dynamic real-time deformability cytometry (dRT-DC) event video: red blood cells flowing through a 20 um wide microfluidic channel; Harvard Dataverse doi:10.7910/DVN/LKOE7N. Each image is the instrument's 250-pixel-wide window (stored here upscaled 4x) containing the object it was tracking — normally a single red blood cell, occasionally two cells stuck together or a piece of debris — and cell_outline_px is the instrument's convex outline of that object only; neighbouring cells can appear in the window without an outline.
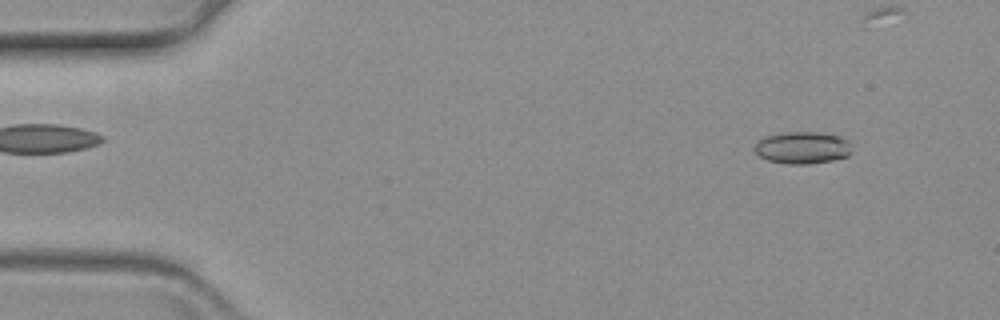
{"species": "common noctule bat (a hibernating species)", "species_latin": "Nyctalus noctula", "temperature_condition": "warm", "stored_images_in_passage": 48, "camera_frame_rate_fps": 3000, "um_per_image_px": 0.085, "animal": {"sex": "female", "body_mass_g": 19.3, "forearm_length_mm": 54.1}, "frame": {"image": 1, "passage_image": 6, "time_ms": 1.667, "image_size_px": [1000, 320], "cell_outline_px": [[848, 156], [832, 160], [808, 164], [788, 164], [768, 160], [760, 156], [752, 148], [764, 136], [788, 132], [816, 132], [836, 136], [848, 140]], "centroid_in_image_um": [68.15, 12.56], "position_along_channel_um": 16.9, "area_um2": 17.8}}
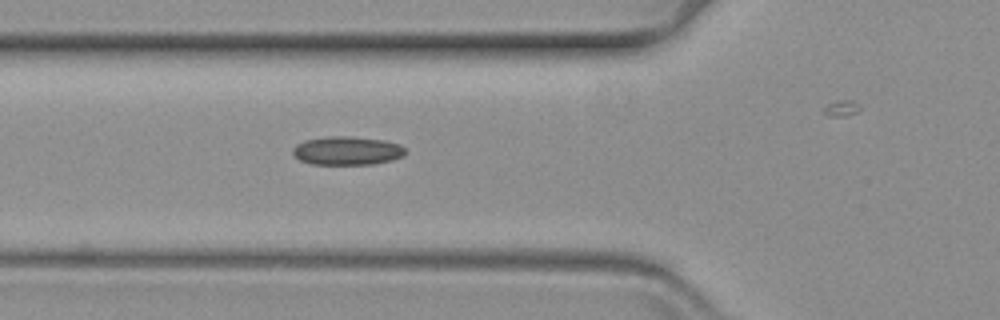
{"frame": {"image": 2, "passage_image": 22, "time_ms": 7.0, "image_size_px": [1000, 320], "cell_outline_px": [[404, 156], [392, 160], [372, 164], [312, 164], [300, 160], [292, 156], [292, 148], [296, 144], [304, 140], [328, 136], [352, 136], [384, 140], [400, 144], [404, 148]], "centroid_in_image_um": [29.47, 12.8], "position_along_channel_um": 96.3, "area_um2": 18.9}}
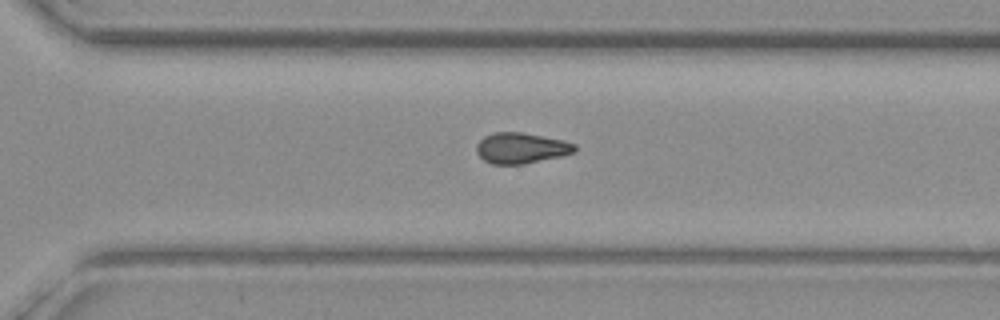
{"frame": {"image": 3, "passage_image": 42, "time_ms": 13.667, "image_size_px": [1000, 320], "cell_outline_px": [[576, 152], [560, 156], [524, 164], [492, 164], [484, 160], [476, 152], [476, 144], [484, 136], [492, 132], [520, 132], [564, 140], [576, 144]], "centroid_in_image_um": [44.29, 12.58], "position_along_channel_um": 326.3, "area_um2": 17.63}}